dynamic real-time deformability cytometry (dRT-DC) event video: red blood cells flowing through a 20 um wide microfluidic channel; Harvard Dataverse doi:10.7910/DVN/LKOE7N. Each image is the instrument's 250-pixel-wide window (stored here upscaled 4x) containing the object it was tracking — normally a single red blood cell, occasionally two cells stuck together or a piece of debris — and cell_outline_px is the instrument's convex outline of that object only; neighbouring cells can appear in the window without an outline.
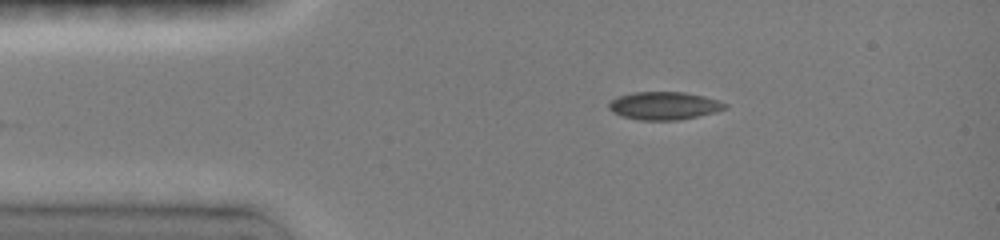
{"species": "common noctule bat (a hibernating species)", "species_latin": "Nyctalus noctula", "temperature_condition": "room temperature", "stored_images_in_passage": 4, "camera_frame_rate_fps": 3000, "um_per_image_px": 0.085, "animal": {"sex": "female", "body_mass_g": 19.0, "forearm_length_mm": 51.5}, "frame": {"image": 1, "passage_image": 4, "time_ms": 3.0, "image_size_px": [1000, 240], "cell_outline_px": [[728, 108], [696, 116], [676, 120], [640, 120], [624, 116], [612, 112], [608, 108], [608, 104], [616, 96], [632, 92], [684, 92], [704, 96], [720, 100], [728, 104]], "centroid_in_image_um": [56.44, 8.97], "position_along_channel_um": 28.6, "area_um2": 18.84}}